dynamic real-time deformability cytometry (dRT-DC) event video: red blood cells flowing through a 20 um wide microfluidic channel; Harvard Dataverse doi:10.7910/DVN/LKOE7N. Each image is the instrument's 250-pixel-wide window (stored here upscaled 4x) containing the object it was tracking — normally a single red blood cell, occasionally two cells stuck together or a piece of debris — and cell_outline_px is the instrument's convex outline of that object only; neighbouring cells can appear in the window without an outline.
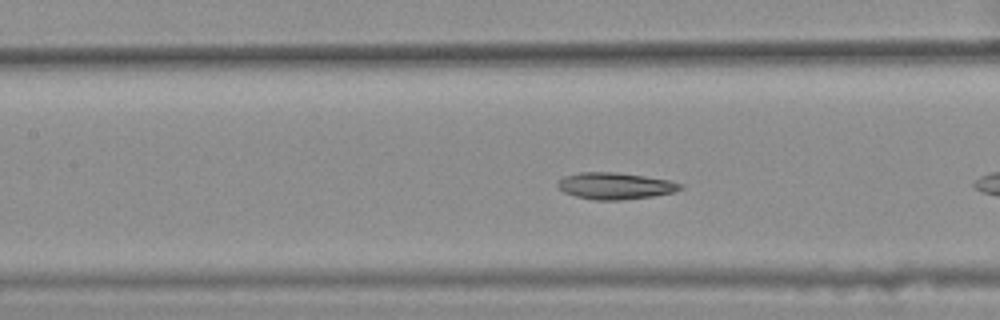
{"species": "common noctule bat (a hibernating species)", "species_latin": "Nyctalus noctula", "temperature_condition": "warm", "stored_images_in_passage": 9, "camera_frame_rate_fps": 3000, "um_per_image_px": 0.085, "animal": {"sex": "female", "body_mass_g": 25.1}, "frame": {"image": 1, "passage_image": 8, "time_ms": 2.333, "image_size_px": [1000, 320], "cell_outline_px": [[684, 188], [672, 192], [652, 196], [620, 200], [596, 200], [576, 196], [564, 192], [556, 184], [564, 176], [580, 172], [616, 172], [644, 176], [668, 180], [684, 184]], "centroid_in_image_um": [52.3, 15.79], "position_along_channel_um": 155.1, "area_um2": 18.9}}